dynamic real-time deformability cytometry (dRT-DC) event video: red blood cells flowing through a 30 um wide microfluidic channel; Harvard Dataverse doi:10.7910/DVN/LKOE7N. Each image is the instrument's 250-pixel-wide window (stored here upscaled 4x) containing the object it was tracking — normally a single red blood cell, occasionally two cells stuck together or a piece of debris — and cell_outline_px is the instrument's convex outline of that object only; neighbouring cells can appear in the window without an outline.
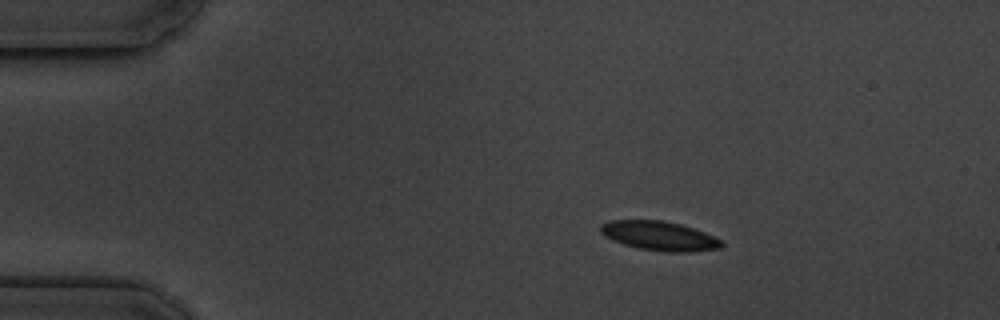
{"species": "common noctule bat (a hibernating species)", "species_latin": "Nyctalus noctula", "temperature_condition": "cold", "stored_images_in_passage": 3, "camera_frame_rate_fps": 3000, "um_per_image_px": 0.085, "animal": {"sex": "male", "body_mass_g": 19.5, "forearm_length_mm": 54.6}, "frame": {"image": 1, "passage_image": 1, "time_ms": 0.0, "image_size_px": [1000, 320], "cell_outline_px": [[724, 244], [720, 248], [692, 252], [664, 252], [640, 248], [624, 244], [612, 240], [604, 236], [600, 232], [600, 224], [608, 220], [660, 220], [680, 224], [704, 232], [724, 240]], "centroid_in_image_um": [56.05, 20.05], "position_along_channel_um": 28.9, "area_um2": 20.75}}